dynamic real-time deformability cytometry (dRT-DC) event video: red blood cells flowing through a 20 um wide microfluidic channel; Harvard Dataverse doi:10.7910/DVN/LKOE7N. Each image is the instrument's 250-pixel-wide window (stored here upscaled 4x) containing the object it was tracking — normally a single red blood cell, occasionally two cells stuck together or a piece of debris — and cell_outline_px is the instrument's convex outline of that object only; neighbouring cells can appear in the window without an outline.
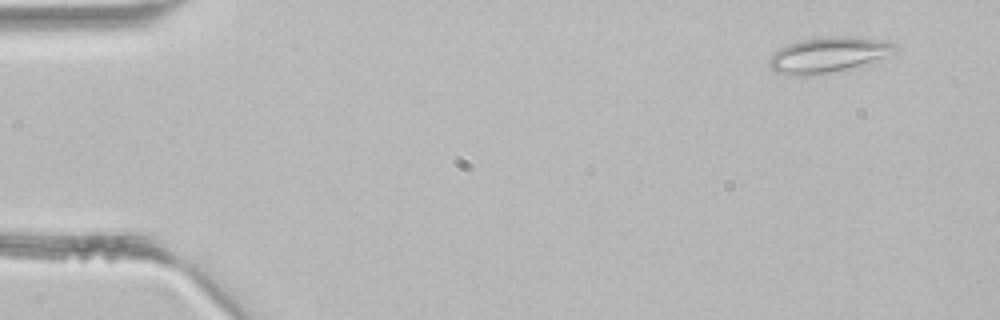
{"species": "common noctule bat (a hibernating species)", "species_latin": "Nyctalus noctula", "temperature_condition": "room temperature", "stored_images_in_passage": 4, "camera_frame_rate_fps": 3000, "um_per_image_px": 0.085, "animal": {"sex": "male", "body_mass_g": 21.5, "forearm_length_mm": 52.0}, "frame": {"image": 1, "passage_image": 4, "time_ms": 1.0, "image_size_px": [1000, 320], "cell_outline_px": [[900, 48], [896, 52], [860, 64], [828, 72], [804, 76], [788, 76], [776, 72], [768, 64], [768, 60], [780, 48], [788, 44], [800, 40], [828, 36], [848, 36], [880, 40], [896, 44]], "centroid_in_image_um": [70.35, 4.64], "position_along_channel_um": 14.7, "area_um2": 25.37}}